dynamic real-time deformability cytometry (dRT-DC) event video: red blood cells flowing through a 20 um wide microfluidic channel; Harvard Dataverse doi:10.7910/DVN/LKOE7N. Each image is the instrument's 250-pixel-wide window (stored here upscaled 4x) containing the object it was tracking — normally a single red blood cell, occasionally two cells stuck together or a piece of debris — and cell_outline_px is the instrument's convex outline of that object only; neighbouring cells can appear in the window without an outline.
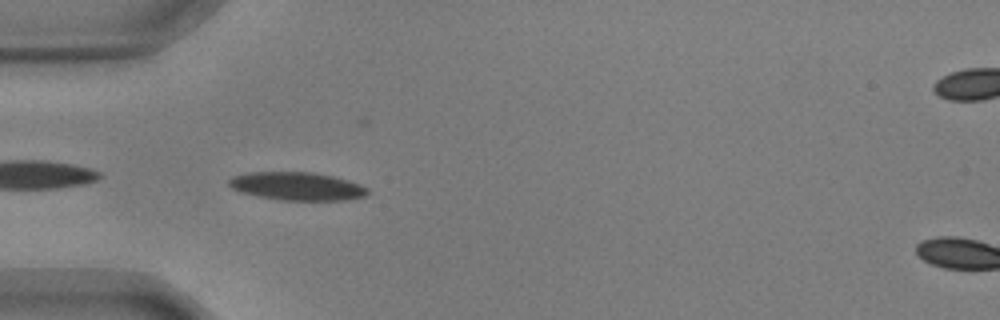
{"species": "common noctule bat (a hibernating species)", "species_latin": "Nyctalus noctula", "temperature_condition": "warm", "stored_images_in_passage": 42, "camera_frame_rate_fps": 3000, "um_per_image_px": 0.085, "animal": {"sex": "male", "body_mass_g": 17.9, "forearm_length_mm": 54.2}, "frame": {"image": 1, "passage_image": 2, "time_ms": 0.333, "image_size_px": [1000, 320], "cell_outline_px": [[368, 192], [364, 196], [344, 200], [280, 200], [256, 196], [240, 192], [232, 188], [228, 184], [228, 180], [232, 176], [244, 172], [312, 172], [332, 176], [348, 180], [360, 184], [368, 188]], "centroid_in_image_um": [25.2, 15.82], "position_along_channel_um": 59.8, "area_um2": 22.83}}
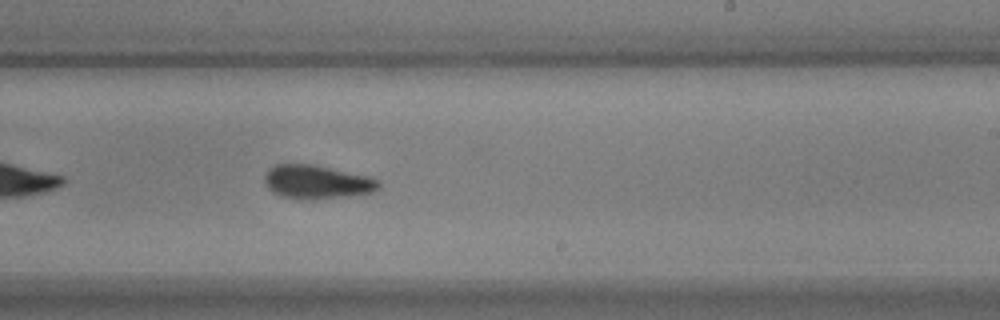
{"frame": {"image": 2, "passage_image": 19, "time_ms": 6.0, "image_size_px": [1000, 320], "cell_outline_px": [[380, 188], [372, 192], [348, 196], [312, 200], [304, 200], [284, 196], [272, 192], [268, 188], [264, 180], [264, 176], [268, 168], [276, 164], [312, 164], [368, 176], [380, 180]], "centroid_in_image_um": [26.93, 15.47], "position_along_channel_um": 262.1, "area_um2": 22.48}}
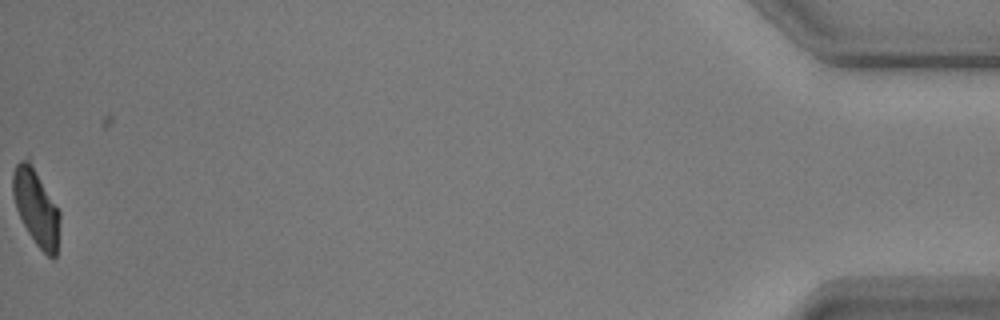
{"frame": {"image": 3, "passage_image": 41, "time_ms": 13.333, "image_size_px": [1000, 320], "cell_outline_px": [[60, 220], [56, 256], [52, 260], [36, 244], [28, 232], [16, 208], [12, 192], [12, 172], [16, 164], [20, 160], [28, 160], [60, 212]], "centroid_in_image_um": [3.06, 17.67], "position_along_channel_um": 432.1, "area_um2": 20.29}, "authors_computed_cell_mechanics": {"area_um2": 22.3686, "velocity_mm_per_s": 3.6206, "shape_relaxation_time_tau1_ms": 4.4808, "shape_relaxation_time_tau2_ms": 3.4025, "deformation_change_tau1": 0.1385, "deformation_change_tau2": 0.0801}}